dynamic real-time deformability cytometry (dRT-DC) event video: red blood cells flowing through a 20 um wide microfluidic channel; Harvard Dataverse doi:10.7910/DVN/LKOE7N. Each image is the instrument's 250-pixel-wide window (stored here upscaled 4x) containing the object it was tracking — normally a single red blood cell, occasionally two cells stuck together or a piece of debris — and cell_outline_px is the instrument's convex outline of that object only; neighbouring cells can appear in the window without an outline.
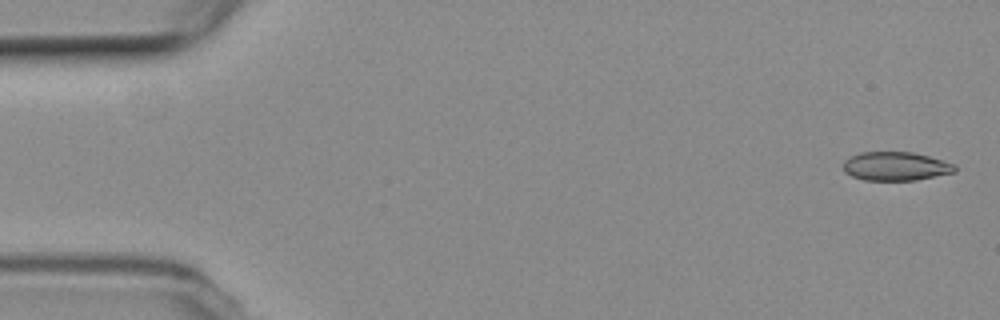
{"species": "common noctule bat (a hibernating species)", "species_latin": "Nyctalus noctula", "temperature_condition": "room temperature", "stored_images_in_passage": 58, "camera_frame_rate_fps": 3000, "um_per_image_px": 0.085, "animal": {"sex": "female", "body_mass_g": 19.3, "forearm_length_mm": 54.1}, "frame": {"image": 1, "passage_image": 2, "time_ms": 0.333, "image_size_px": [1000, 320], "cell_outline_px": [[956, 172], [916, 180], [864, 180], [852, 176], [844, 172], [844, 160], [848, 156], [860, 152], [912, 152], [928, 156], [956, 164]], "centroid_in_image_um": [76.13, 14.13], "position_along_channel_um": 8.9, "area_um2": 18.79}}
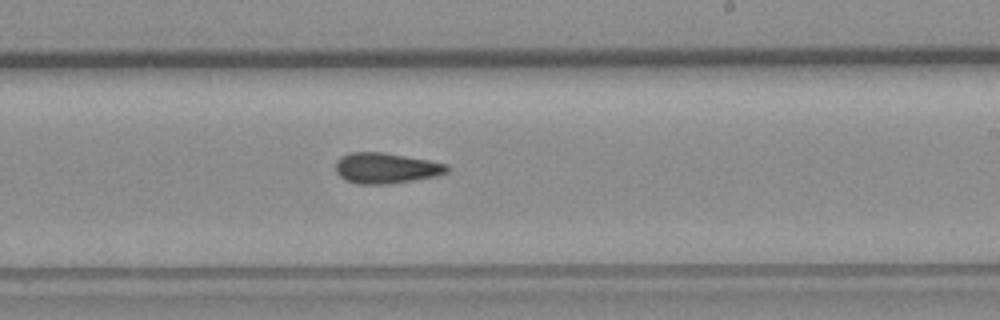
{"frame": {"image": 2, "passage_image": 34, "time_ms": 11.0, "image_size_px": [1000, 320], "cell_outline_px": [[448, 172], [436, 176], [388, 184], [356, 184], [344, 180], [336, 172], [336, 160], [340, 156], [352, 152], [384, 152], [428, 160], [448, 164]], "centroid_in_image_um": [32.78, 14.29], "position_along_channel_um": 256.2, "area_um2": 19.94}}
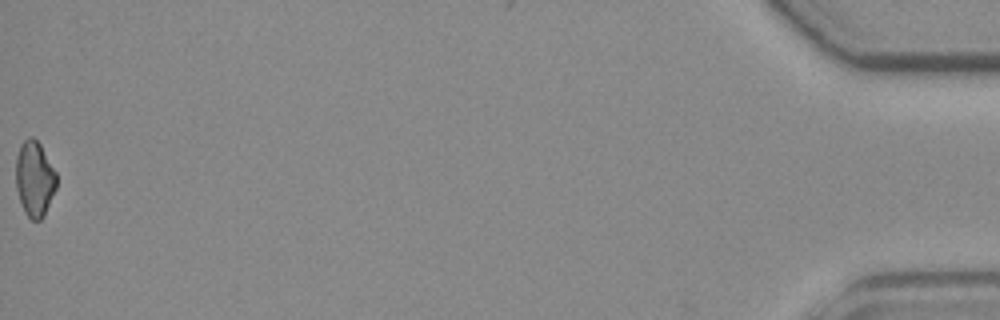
{"frame": {"image": 3, "passage_image": 58, "time_ms": 19.0, "image_size_px": [1000, 320], "cell_outline_px": [[56, 188], [44, 216], [40, 220], [32, 220], [24, 212], [16, 188], [16, 156], [20, 144], [28, 136], [32, 136], [40, 144], [56, 172]], "centroid_in_image_um": [2.93, 15.18], "position_along_channel_um": 432.3, "area_um2": 17.86}, "authors_computed_cell_mechanics": {"area_um2": 19.363, "velocity_mm_per_s": 3.5653, "shape_relaxation_time_tau1_ms": null, "shape_relaxation_time_tau2_ms": 3.8428, "deformation_change_tau1": null, "deformation_change_tau2": 0.0901}}